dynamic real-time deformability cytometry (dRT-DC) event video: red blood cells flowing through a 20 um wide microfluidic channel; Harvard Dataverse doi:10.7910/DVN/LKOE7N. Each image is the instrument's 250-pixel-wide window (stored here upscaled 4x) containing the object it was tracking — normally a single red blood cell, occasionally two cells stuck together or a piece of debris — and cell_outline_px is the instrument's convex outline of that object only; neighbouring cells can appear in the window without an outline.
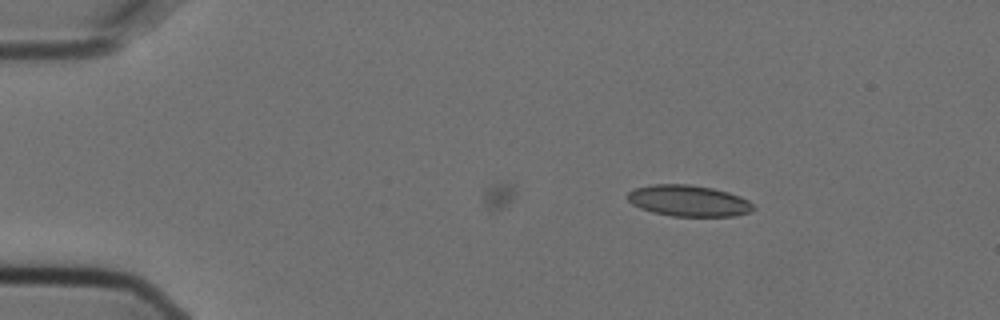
{"species": "Egyptian fruit bat (a non-hibernating species)", "species_latin": "Rousettus aegyptiacus", "temperature_condition": "cold", "stored_images_in_passage": 6, "camera_frame_rate_fps": 3000, "um_per_image_px": 0.085, "animal": {"sex": "female"}, "frame": {"image": 1, "passage_image": 1, "time_ms": 0.0, "image_size_px": [1000, 320], "cell_outline_px": [[756, 208], [748, 212], [732, 216], [672, 216], [652, 212], [640, 208], [632, 204], [628, 200], [628, 192], [636, 188], [652, 184], [688, 184], [712, 188], [728, 192], [740, 196], [748, 200]], "centroid_in_image_um": [58.52, 17.06], "position_along_channel_um": 26.5, "area_um2": 22.77}}
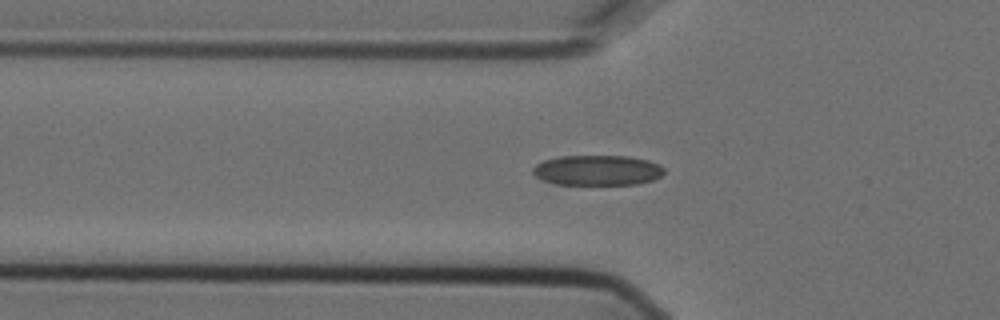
{"frame": {"image": 2, "passage_image": 4, "time_ms": 1.0, "image_size_px": [1000, 320], "cell_outline_px": [[664, 172], [660, 176], [652, 180], [636, 184], [552, 184], [540, 180], [532, 172], [532, 168], [536, 164], [544, 160], [560, 156], [628, 156], [648, 160], [660, 164], [664, 168]], "centroid_in_image_um": [50.75, 14.47], "position_along_channel_um": 75.1, "area_um2": 23.24}}